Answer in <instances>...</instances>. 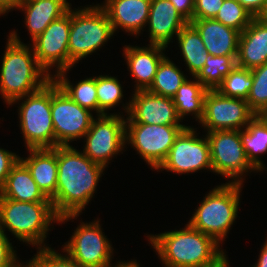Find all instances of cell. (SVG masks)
Instances as JSON below:
<instances>
[{"mask_svg": "<svg viewBox=\"0 0 267 267\" xmlns=\"http://www.w3.org/2000/svg\"><path fill=\"white\" fill-rule=\"evenodd\" d=\"M71 3L68 0L19 1L17 10L24 13V24L31 42L37 38L52 21L64 15Z\"/></svg>", "mask_w": 267, "mask_h": 267, "instance_id": "21", "label": "cell"}, {"mask_svg": "<svg viewBox=\"0 0 267 267\" xmlns=\"http://www.w3.org/2000/svg\"><path fill=\"white\" fill-rule=\"evenodd\" d=\"M237 66L254 69L267 62V23L253 18L240 33Z\"/></svg>", "mask_w": 267, "mask_h": 267, "instance_id": "22", "label": "cell"}, {"mask_svg": "<svg viewBox=\"0 0 267 267\" xmlns=\"http://www.w3.org/2000/svg\"><path fill=\"white\" fill-rule=\"evenodd\" d=\"M51 117L56 147L83 139L96 116L74 102L52 79Z\"/></svg>", "mask_w": 267, "mask_h": 267, "instance_id": "12", "label": "cell"}, {"mask_svg": "<svg viewBox=\"0 0 267 267\" xmlns=\"http://www.w3.org/2000/svg\"><path fill=\"white\" fill-rule=\"evenodd\" d=\"M36 250L37 253L25 262L26 267H81L65 252L58 253L52 247Z\"/></svg>", "mask_w": 267, "mask_h": 267, "instance_id": "35", "label": "cell"}, {"mask_svg": "<svg viewBox=\"0 0 267 267\" xmlns=\"http://www.w3.org/2000/svg\"><path fill=\"white\" fill-rule=\"evenodd\" d=\"M53 223H59V216L52 202H26L0 197V227L29 247L48 248L49 244L45 242L48 232L54 229Z\"/></svg>", "mask_w": 267, "mask_h": 267, "instance_id": "4", "label": "cell"}, {"mask_svg": "<svg viewBox=\"0 0 267 267\" xmlns=\"http://www.w3.org/2000/svg\"><path fill=\"white\" fill-rule=\"evenodd\" d=\"M176 10L188 21L193 20L194 0H169Z\"/></svg>", "mask_w": 267, "mask_h": 267, "instance_id": "39", "label": "cell"}, {"mask_svg": "<svg viewBox=\"0 0 267 267\" xmlns=\"http://www.w3.org/2000/svg\"><path fill=\"white\" fill-rule=\"evenodd\" d=\"M199 32L205 48L212 56H237L240 32L210 19L190 22Z\"/></svg>", "mask_w": 267, "mask_h": 267, "instance_id": "20", "label": "cell"}, {"mask_svg": "<svg viewBox=\"0 0 267 267\" xmlns=\"http://www.w3.org/2000/svg\"><path fill=\"white\" fill-rule=\"evenodd\" d=\"M126 116L121 114L96 115L85 134L83 153L94 163L107 168L114 156L126 148ZM111 161V162H110Z\"/></svg>", "mask_w": 267, "mask_h": 267, "instance_id": "9", "label": "cell"}, {"mask_svg": "<svg viewBox=\"0 0 267 267\" xmlns=\"http://www.w3.org/2000/svg\"><path fill=\"white\" fill-rule=\"evenodd\" d=\"M242 143L250 164L258 172H266L261 155L267 153V122L260 115H256L242 130Z\"/></svg>", "mask_w": 267, "mask_h": 267, "instance_id": "27", "label": "cell"}, {"mask_svg": "<svg viewBox=\"0 0 267 267\" xmlns=\"http://www.w3.org/2000/svg\"><path fill=\"white\" fill-rule=\"evenodd\" d=\"M51 102L52 79L39 90L18 98L9 105H19V129L26 149L55 148Z\"/></svg>", "mask_w": 267, "mask_h": 267, "instance_id": "7", "label": "cell"}, {"mask_svg": "<svg viewBox=\"0 0 267 267\" xmlns=\"http://www.w3.org/2000/svg\"><path fill=\"white\" fill-rule=\"evenodd\" d=\"M260 116L267 122V109Z\"/></svg>", "mask_w": 267, "mask_h": 267, "instance_id": "46", "label": "cell"}, {"mask_svg": "<svg viewBox=\"0 0 267 267\" xmlns=\"http://www.w3.org/2000/svg\"><path fill=\"white\" fill-rule=\"evenodd\" d=\"M251 267H267V238L262 245V248L258 255V260Z\"/></svg>", "mask_w": 267, "mask_h": 267, "instance_id": "42", "label": "cell"}, {"mask_svg": "<svg viewBox=\"0 0 267 267\" xmlns=\"http://www.w3.org/2000/svg\"><path fill=\"white\" fill-rule=\"evenodd\" d=\"M251 74L253 85L246 101L256 115H261L267 109V62L251 69Z\"/></svg>", "mask_w": 267, "mask_h": 267, "instance_id": "34", "label": "cell"}, {"mask_svg": "<svg viewBox=\"0 0 267 267\" xmlns=\"http://www.w3.org/2000/svg\"><path fill=\"white\" fill-rule=\"evenodd\" d=\"M141 265H140V263L139 262H137V260H135V259H131V260H128V261H121L120 260V267H140Z\"/></svg>", "mask_w": 267, "mask_h": 267, "instance_id": "44", "label": "cell"}, {"mask_svg": "<svg viewBox=\"0 0 267 267\" xmlns=\"http://www.w3.org/2000/svg\"><path fill=\"white\" fill-rule=\"evenodd\" d=\"M256 114L244 99L222 95L208 90L204 99V114L199 122L205 132L216 130H243Z\"/></svg>", "mask_w": 267, "mask_h": 267, "instance_id": "14", "label": "cell"}, {"mask_svg": "<svg viewBox=\"0 0 267 267\" xmlns=\"http://www.w3.org/2000/svg\"><path fill=\"white\" fill-rule=\"evenodd\" d=\"M181 70V67L176 66L174 61L166 56L159 64L154 80L147 91L155 95L172 98L181 84L190 77Z\"/></svg>", "mask_w": 267, "mask_h": 267, "instance_id": "29", "label": "cell"}, {"mask_svg": "<svg viewBox=\"0 0 267 267\" xmlns=\"http://www.w3.org/2000/svg\"><path fill=\"white\" fill-rule=\"evenodd\" d=\"M238 1L253 18H258L265 8L267 0H236Z\"/></svg>", "mask_w": 267, "mask_h": 267, "instance_id": "40", "label": "cell"}, {"mask_svg": "<svg viewBox=\"0 0 267 267\" xmlns=\"http://www.w3.org/2000/svg\"><path fill=\"white\" fill-rule=\"evenodd\" d=\"M206 133L214 174L229 179L228 183L243 184L248 173H258L247 159L241 130H216Z\"/></svg>", "mask_w": 267, "mask_h": 267, "instance_id": "8", "label": "cell"}, {"mask_svg": "<svg viewBox=\"0 0 267 267\" xmlns=\"http://www.w3.org/2000/svg\"><path fill=\"white\" fill-rule=\"evenodd\" d=\"M122 56L126 61L127 70L135 80L134 91L147 90L152 84L166 47L147 44L146 46L124 45Z\"/></svg>", "mask_w": 267, "mask_h": 267, "instance_id": "18", "label": "cell"}, {"mask_svg": "<svg viewBox=\"0 0 267 267\" xmlns=\"http://www.w3.org/2000/svg\"><path fill=\"white\" fill-rule=\"evenodd\" d=\"M27 151L29 155L20 157V160L27 166L42 193L51 200L57 188V146Z\"/></svg>", "mask_w": 267, "mask_h": 267, "instance_id": "23", "label": "cell"}, {"mask_svg": "<svg viewBox=\"0 0 267 267\" xmlns=\"http://www.w3.org/2000/svg\"><path fill=\"white\" fill-rule=\"evenodd\" d=\"M7 36L0 65V96L9 106L42 88L52 77L39 65L31 44L21 41L17 30Z\"/></svg>", "mask_w": 267, "mask_h": 267, "instance_id": "3", "label": "cell"}, {"mask_svg": "<svg viewBox=\"0 0 267 267\" xmlns=\"http://www.w3.org/2000/svg\"><path fill=\"white\" fill-rule=\"evenodd\" d=\"M213 19L241 33L253 17L238 1L224 0Z\"/></svg>", "mask_w": 267, "mask_h": 267, "instance_id": "33", "label": "cell"}, {"mask_svg": "<svg viewBox=\"0 0 267 267\" xmlns=\"http://www.w3.org/2000/svg\"><path fill=\"white\" fill-rule=\"evenodd\" d=\"M188 21L176 10L169 0H151L148 28V42L168 48Z\"/></svg>", "mask_w": 267, "mask_h": 267, "instance_id": "19", "label": "cell"}, {"mask_svg": "<svg viewBox=\"0 0 267 267\" xmlns=\"http://www.w3.org/2000/svg\"><path fill=\"white\" fill-rule=\"evenodd\" d=\"M186 70L195 77L205 65L208 52L197 29L188 22L176 36Z\"/></svg>", "mask_w": 267, "mask_h": 267, "instance_id": "26", "label": "cell"}, {"mask_svg": "<svg viewBox=\"0 0 267 267\" xmlns=\"http://www.w3.org/2000/svg\"><path fill=\"white\" fill-rule=\"evenodd\" d=\"M0 197L26 202H52L39 189L29 169L20 159L6 178Z\"/></svg>", "mask_w": 267, "mask_h": 267, "instance_id": "24", "label": "cell"}, {"mask_svg": "<svg viewBox=\"0 0 267 267\" xmlns=\"http://www.w3.org/2000/svg\"><path fill=\"white\" fill-rule=\"evenodd\" d=\"M187 125L126 123L127 145L135 149L154 171L167 157L173 143Z\"/></svg>", "mask_w": 267, "mask_h": 267, "instance_id": "11", "label": "cell"}, {"mask_svg": "<svg viewBox=\"0 0 267 267\" xmlns=\"http://www.w3.org/2000/svg\"><path fill=\"white\" fill-rule=\"evenodd\" d=\"M192 78H188L181 84L177 93L172 97V100L176 107L178 117L182 122L186 117L192 115V118L196 119L195 121L199 124L203 118L204 99L208 89L195 77Z\"/></svg>", "mask_w": 267, "mask_h": 267, "instance_id": "25", "label": "cell"}, {"mask_svg": "<svg viewBox=\"0 0 267 267\" xmlns=\"http://www.w3.org/2000/svg\"><path fill=\"white\" fill-rule=\"evenodd\" d=\"M57 188L51 199L59 223L77 219L92 201L104 168L73 145L57 146Z\"/></svg>", "mask_w": 267, "mask_h": 267, "instance_id": "1", "label": "cell"}, {"mask_svg": "<svg viewBox=\"0 0 267 267\" xmlns=\"http://www.w3.org/2000/svg\"><path fill=\"white\" fill-rule=\"evenodd\" d=\"M131 95L129 101L121 106L126 114V123L186 125L178 117L172 98L147 90L133 91Z\"/></svg>", "mask_w": 267, "mask_h": 267, "instance_id": "16", "label": "cell"}, {"mask_svg": "<svg viewBox=\"0 0 267 267\" xmlns=\"http://www.w3.org/2000/svg\"><path fill=\"white\" fill-rule=\"evenodd\" d=\"M150 4L151 0H104L100 6L107 13L114 34L122 29L125 34L138 37L146 29Z\"/></svg>", "mask_w": 267, "mask_h": 267, "instance_id": "17", "label": "cell"}, {"mask_svg": "<svg viewBox=\"0 0 267 267\" xmlns=\"http://www.w3.org/2000/svg\"><path fill=\"white\" fill-rule=\"evenodd\" d=\"M70 69L58 72L52 77L63 92L79 106L89 109L98 115L96 76H89L74 84L67 77Z\"/></svg>", "mask_w": 267, "mask_h": 267, "instance_id": "28", "label": "cell"}, {"mask_svg": "<svg viewBox=\"0 0 267 267\" xmlns=\"http://www.w3.org/2000/svg\"><path fill=\"white\" fill-rule=\"evenodd\" d=\"M237 56H212L208 54L205 65L195 78L208 90H217L237 65Z\"/></svg>", "mask_w": 267, "mask_h": 267, "instance_id": "30", "label": "cell"}, {"mask_svg": "<svg viewBox=\"0 0 267 267\" xmlns=\"http://www.w3.org/2000/svg\"><path fill=\"white\" fill-rule=\"evenodd\" d=\"M11 239L0 227V267H23L25 262L19 259L17 251L14 249Z\"/></svg>", "mask_w": 267, "mask_h": 267, "instance_id": "36", "label": "cell"}, {"mask_svg": "<svg viewBox=\"0 0 267 267\" xmlns=\"http://www.w3.org/2000/svg\"><path fill=\"white\" fill-rule=\"evenodd\" d=\"M110 267H120V260H119V261H117V262L115 263V265H113V266H110Z\"/></svg>", "mask_w": 267, "mask_h": 267, "instance_id": "47", "label": "cell"}, {"mask_svg": "<svg viewBox=\"0 0 267 267\" xmlns=\"http://www.w3.org/2000/svg\"><path fill=\"white\" fill-rule=\"evenodd\" d=\"M19 0H0V16H7L10 11H16Z\"/></svg>", "mask_w": 267, "mask_h": 267, "instance_id": "41", "label": "cell"}, {"mask_svg": "<svg viewBox=\"0 0 267 267\" xmlns=\"http://www.w3.org/2000/svg\"><path fill=\"white\" fill-rule=\"evenodd\" d=\"M100 219L92 222H80L75 228L69 241L62 245L61 252H65L81 267H110L114 248L105 236Z\"/></svg>", "mask_w": 267, "mask_h": 267, "instance_id": "10", "label": "cell"}, {"mask_svg": "<svg viewBox=\"0 0 267 267\" xmlns=\"http://www.w3.org/2000/svg\"><path fill=\"white\" fill-rule=\"evenodd\" d=\"M253 78L251 69L237 66L226 76L217 88L222 95L247 100Z\"/></svg>", "mask_w": 267, "mask_h": 267, "instance_id": "32", "label": "cell"}, {"mask_svg": "<svg viewBox=\"0 0 267 267\" xmlns=\"http://www.w3.org/2000/svg\"><path fill=\"white\" fill-rule=\"evenodd\" d=\"M69 34L70 8L30 43L39 65L50 77L69 69Z\"/></svg>", "mask_w": 267, "mask_h": 267, "instance_id": "15", "label": "cell"}, {"mask_svg": "<svg viewBox=\"0 0 267 267\" xmlns=\"http://www.w3.org/2000/svg\"><path fill=\"white\" fill-rule=\"evenodd\" d=\"M258 18L264 23H267V2H266L264 10L262 11V13L259 15Z\"/></svg>", "mask_w": 267, "mask_h": 267, "instance_id": "45", "label": "cell"}, {"mask_svg": "<svg viewBox=\"0 0 267 267\" xmlns=\"http://www.w3.org/2000/svg\"><path fill=\"white\" fill-rule=\"evenodd\" d=\"M224 0H194L193 19L214 18Z\"/></svg>", "mask_w": 267, "mask_h": 267, "instance_id": "37", "label": "cell"}, {"mask_svg": "<svg viewBox=\"0 0 267 267\" xmlns=\"http://www.w3.org/2000/svg\"><path fill=\"white\" fill-rule=\"evenodd\" d=\"M230 262L228 261V255H226V252L219 258L217 259L213 264H210L208 266H203V267H230L229 264Z\"/></svg>", "mask_w": 267, "mask_h": 267, "instance_id": "43", "label": "cell"}, {"mask_svg": "<svg viewBox=\"0 0 267 267\" xmlns=\"http://www.w3.org/2000/svg\"><path fill=\"white\" fill-rule=\"evenodd\" d=\"M80 7H70L69 69L100 51L116 36L106 11L99 4Z\"/></svg>", "mask_w": 267, "mask_h": 267, "instance_id": "6", "label": "cell"}, {"mask_svg": "<svg viewBox=\"0 0 267 267\" xmlns=\"http://www.w3.org/2000/svg\"><path fill=\"white\" fill-rule=\"evenodd\" d=\"M19 159V154L17 155V153L0 147V190L11 172L12 167Z\"/></svg>", "mask_w": 267, "mask_h": 267, "instance_id": "38", "label": "cell"}, {"mask_svg": "<svg viewBox=\"0 0 267 267\" xmlns=\"http://www.w3.org/2000/svg\"><path fill=\"white\" fill-rule=\"evenodd\" d=\"M197 128L187 126L176 138L167 157L156 172L167 171L174 174H190L200 170L213 172L210 146L206 135L199 137Z\"/></svg>", "mask_w": 267, "mask_h": 267, "instance_id": "13", "label": "cell"}, {"mask_svg": "<svg viewBox=\"0 0 267 267\" xmlns=\"http://www.w3.org/2000/svg\"><path fill=\"white\" fill-rule=\"evenodd\" d=\"M122 83L117 76L98 75L96 76V91L98 100V115L122 114L121 112L109 113L108 111L121 105L124 98Z\"/></svg>", "mask_w": 267, "mask_h": 267, "instance_id": "31", "label": "cell"}, {"mask_svg": "<svg viewBox=\"0 0 267 267\" xmlns=\"http://www.w3.org/2000/svg\"><path fill=\"white\" fill-rule=\"evenodd\" d=\"M243 185L226 182L209 190L187 223L221 245L238 218Z\"/></svg>", "mask_w": 267, "mask_h": 267, "instance_id": "5", "label": "cell"}, {"mask_svg": "<svg viewBox=\"0 0 267 267\" xmlns=\"http://www.w3.org/2000/svg\"><path fill=\"white\" fill-rule=\"evenodd\" d=\"M146 237L163 267L208 266L226 252L211 236L188 223L182 229L147 234Z\"/></svg>", "mask_w": 267, "mask_h": 267, "instance_id": "2", "label": "cell"}]
</instances>
